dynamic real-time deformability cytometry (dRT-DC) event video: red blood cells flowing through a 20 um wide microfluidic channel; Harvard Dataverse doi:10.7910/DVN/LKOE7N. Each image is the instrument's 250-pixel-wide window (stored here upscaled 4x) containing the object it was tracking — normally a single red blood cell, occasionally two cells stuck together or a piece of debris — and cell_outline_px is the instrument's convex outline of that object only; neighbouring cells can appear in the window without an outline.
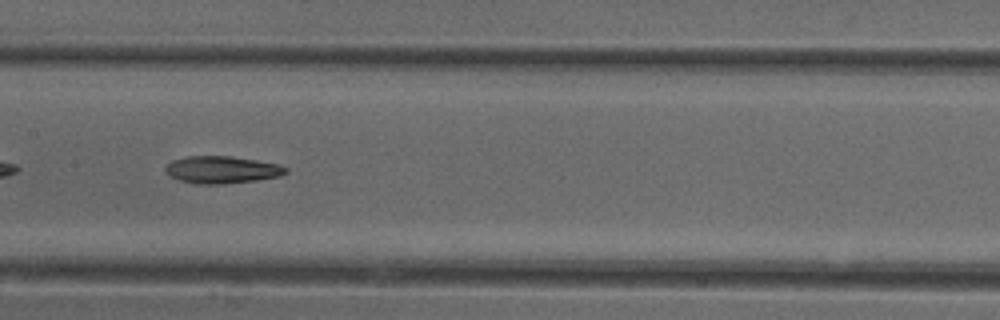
{"species": "common noctule bat (a hibernating species)", "species_latin": "Nyctalus noctula", "temperature_condition": "cold", "stored_images_in_passage": 37, "camera_frame_rate_fps": 3000, "um_per_image_px": 0.085, "animal": {"sex": "female"}, "frame": {"image": 1, "passage_image": 11, "time_ms": 3.333, "image_size_px": [1000, 320], "cell_outline_px": [[288, 172], [280, 176], [256, 180], [224, 184], [196, 184], [180, 180], [172, 176], [164, 168], [172, 160], [188, 156], [232, 156], [280, 164], [288, 168]], "centroid_in_image_um": [18.91, 14.42], "position_along_channel_um": 188.5, "area_um2": 19.07}}